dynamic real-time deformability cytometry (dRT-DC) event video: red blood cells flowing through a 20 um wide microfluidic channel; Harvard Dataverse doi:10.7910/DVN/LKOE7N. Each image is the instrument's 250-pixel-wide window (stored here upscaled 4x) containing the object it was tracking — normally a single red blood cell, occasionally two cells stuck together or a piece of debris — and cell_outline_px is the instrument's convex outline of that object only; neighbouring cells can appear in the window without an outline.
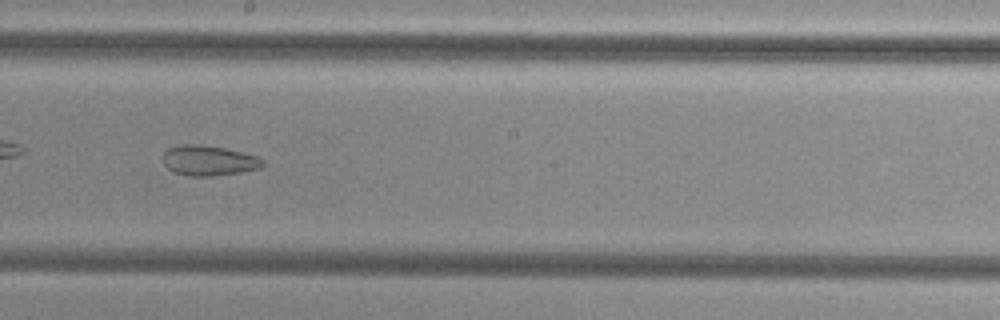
{"species": "common noctule bat (a hibernating species)", "species_latin": "Nyctalus noctula", "temperature_condition": "cold", "stored_images_in_passage": 52, "camera_frame_rate_fps": 3000, "um_per_image_px": 0.085, "animal": {"sex": "female", "body_mass_g": 29.2, "forearm_length_mm": 56.3}, "frame": {"image": 1, "passage_image": 30, "time_ms": 9.667, "image_size_px": [1000, 320], "cell_outline_px": [[264, 164], [260, 168], [240, 172], [212, 176], [188, 176], [176, 172], [168, 168], [164, 164], [164, 152], [168, 148], [184, 144], [196, 144], [224, 148], [256, 156], [264, 160]], "centroid_in_image_um": [17.74, 13.65], "position_along_channel_um": 230.5, "area_um2": 17.28}, "authors_computed_cell_mechanics": {"area_um2": 24.1026, "velocity_mm_per_s": 3.8097, "shape_relaxation_time_tau1_ms": null, "shape_relaxation_time_tau2_ms": 4.0964, "deformation_change_tau1": null, "deformation_change_tau2": 0.1083}}